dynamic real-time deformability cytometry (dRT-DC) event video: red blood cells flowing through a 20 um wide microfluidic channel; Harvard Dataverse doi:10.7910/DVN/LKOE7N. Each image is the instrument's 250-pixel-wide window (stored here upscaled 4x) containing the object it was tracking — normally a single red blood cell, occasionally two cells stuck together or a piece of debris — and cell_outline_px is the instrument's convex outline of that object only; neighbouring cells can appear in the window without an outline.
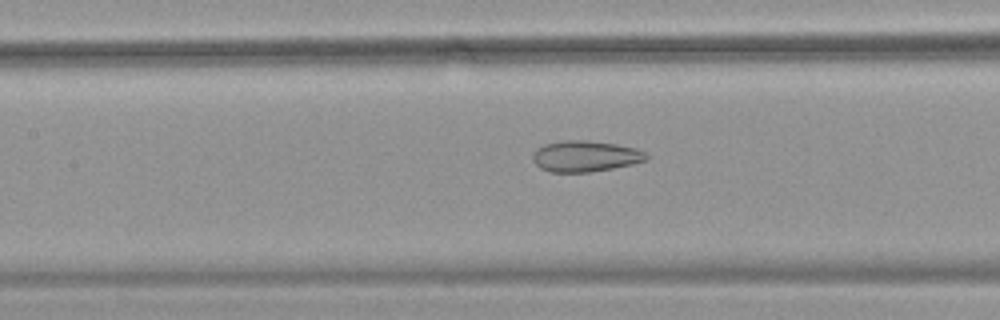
{"species": "common noctule bat (a hibernating species)", "species_latin": "Nyctalus noctula", "temperature_condition": "warm", "stored_images_in_passage": 54, "camera_frame_rate_fps": 3000, "um_per_image_px": 0.085, "animal": {"sex": "female", "body_mass_g": 18.4}, "frame": {"image": 1, "passage_image": 25, "time_ms": 8.0, "image_size_px": [1000, 320], "cell_outline_px": [[648, 156], [644, 160], [632, 164], [612, 168], [588, 172], [552, 172], [540, 168], [532, 160], [532, 156], [536, 148], [544, 144], [564, 140], [588, 140], [616, 144], [636, 148], [644, 152]], "centroid_in_image_um": [49.7, 13.27], "position_along_channel_um": 157.7, "area_um2": 20.46}}
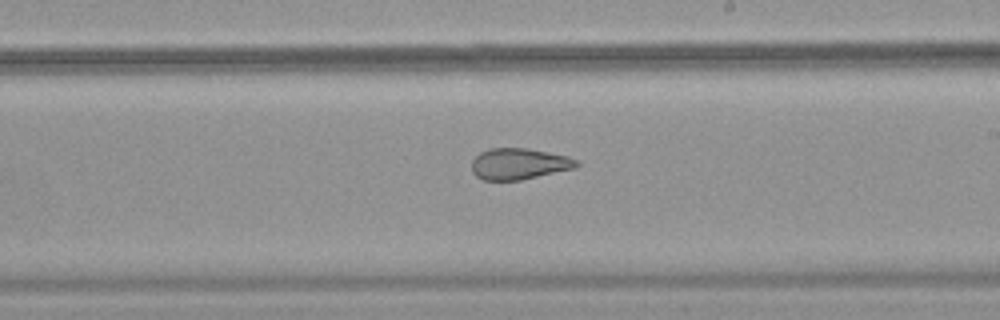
{"frame": {"image": 2, "passage_image": 32, "time_ms": 10.333, "image_size_px": [1000, 320], "cell_outline_px": [[580, 164], [576, 168], [520, 180], [484, 180], [476, 176], [472, 172], [472, 160], [480, 152], [488, 148], [528, 148], [568, 156], [580, 160]], "centroid_in_image_um": [44.14, 13.92], "position_along_channel_um": 244.9, "area_um2": 19.25}}
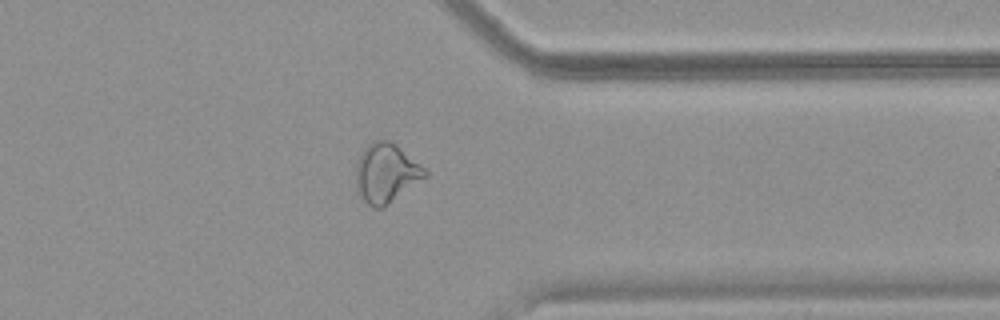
{"frame": {"image": 3, "passage_image": 43, "time_ms": 14.0, "image_size_px": [1000, 320], "cell_outline_px": [[428, 176], [384, 208], [372, 208], [360, 200], [356, 192], [356, 164], [360, 152], [372, 140], [388, 140], [396, 144], [420, 164], [428, 172]], "centroid_in_image_um": [32.79, 14.75], "position_along_channel_um": 378.6, "area_um2": 24.39}, "authors_computed_cell_mechanics": {"area_um2": 25.0563, "velocity_mm_per_s": 3.7614, "shape_relaxation_time_tau1_ms": null, "shape_relaxation_time_tau2_ms": 1.6135, "deformation_change_tau1": null, "deformation_change_tau2": 0.0938}}